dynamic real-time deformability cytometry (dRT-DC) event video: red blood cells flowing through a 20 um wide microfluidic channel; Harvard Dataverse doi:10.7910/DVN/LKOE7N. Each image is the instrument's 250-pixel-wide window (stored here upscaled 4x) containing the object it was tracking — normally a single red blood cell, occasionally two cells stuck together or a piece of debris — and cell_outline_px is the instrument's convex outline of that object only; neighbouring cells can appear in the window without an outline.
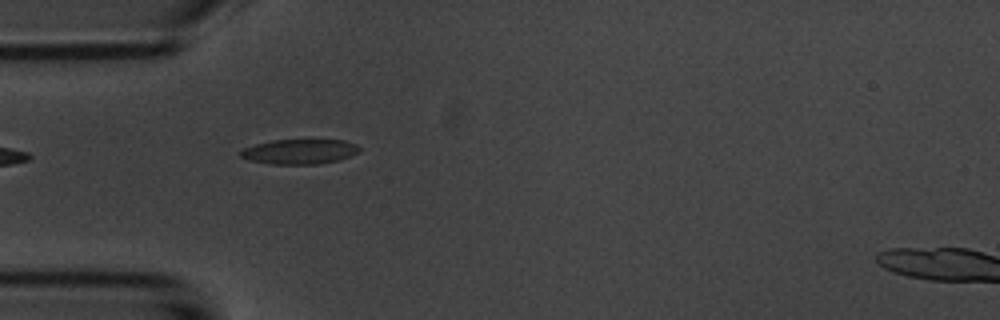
{"species": "common noctule bat (a hibernating species)", "species_latin": "Nyctalus noctula", "temperature_condition": "room temperature", "stored_images_in_passage": 4, "camera_frame_rate_fps": 3000, "um_per_image_px": 0.085, "animal": {"sex": "male", "body_mass_g": 20.1, "forearm_length_mm": 53.5}, "frame": {"image": 1, "passage_image": 1, "time_ms": 0.0, "image_size_px": [1000, 320], "cell_outline_px": [[360, 152], [336, 160], [320, 164], [272, 164], [248, 160], [240, 156], [240, 152], [244, 148], [256, 144], [272, 140], [344, 140], [356, 144], [360, 148]], "centroid_in_image_um": [25.46, 12.88], "position_along_channel_um": 59.5, "area_um2": 17.11}}